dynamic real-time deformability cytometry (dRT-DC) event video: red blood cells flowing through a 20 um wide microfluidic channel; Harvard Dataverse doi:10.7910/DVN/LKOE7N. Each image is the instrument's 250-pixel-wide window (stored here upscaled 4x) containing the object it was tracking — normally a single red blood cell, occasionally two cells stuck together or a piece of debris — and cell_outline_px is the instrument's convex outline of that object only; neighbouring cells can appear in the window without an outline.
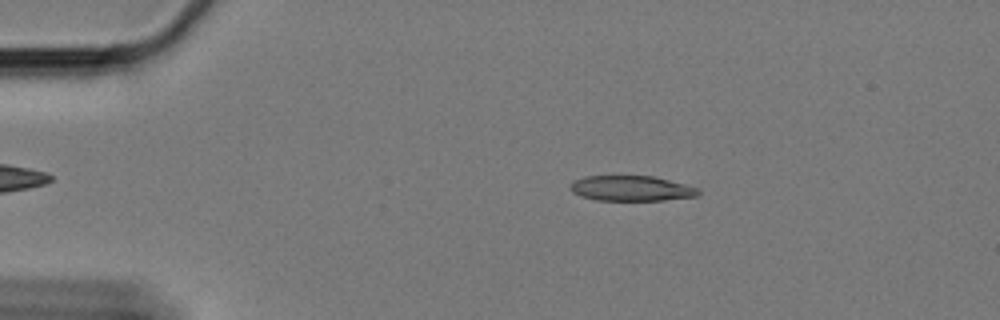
{"species": "Egyptian fruit bat (a non-hibernating species)", "species_latin": "Rousettus aegyptiacus", "temperature_condition": "cold", "stored_images_in_passage": 52, "camera_frame_rate_fps": 3000, "um_per_image_px": 0.085, "animal": {"sex": "female"}, "frame": {"image": 1, "passage_image": 4, "time_ms": 1.0, "image_size_px": [1000, 320], "cell_outline_px": [[700, 192], [696, 196], [664, 200], [596, 200], [580, 196], [572, 192], [568, 188], [576, 180], [584, 176], [652, 176], [700, 188]], "centroid_in_image_um": [53.65, 16.01], "position_along_channel_um": 31.4, "area_um2": 18.73}}
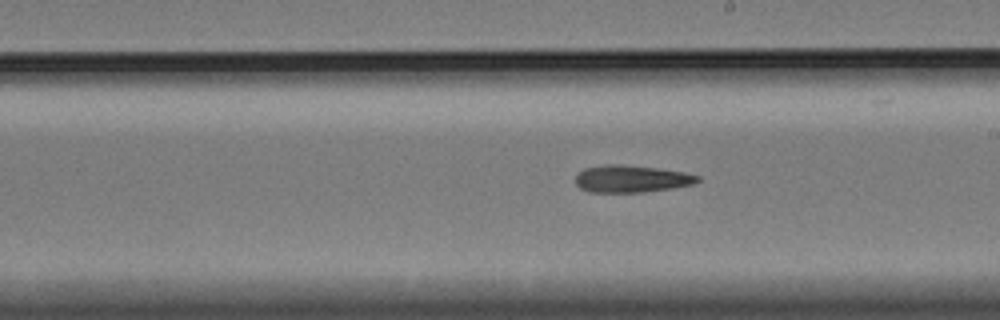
{"frame": {"image": 2, "passage_image": 27, "time_ms": 8.667, "image_size_px": [1000, 320], "cell_outline_px": [[700, 180], [692, 184], [672, 188], [644, 192], [588, 192], [580, 188], [576, 184], [576, 176], [584, 168], [604, 164], [620, 164], [656, 168], [684, 172], [700, 176]], "centroid_in_image_um": [53.65, 15.2], "position_along_channel_um": 235.4, "area_um2": 19.31}}
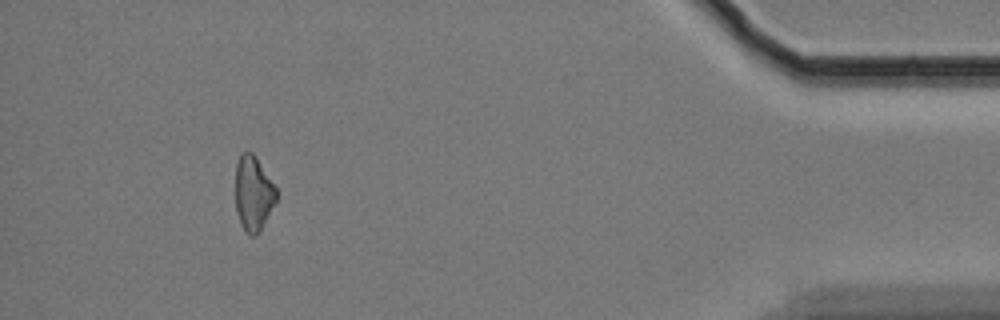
{"frame": {"image": 3, "passage_image": 48, "time_ms": 15.667, "image_size_px": [1000, 320], "cell_outline_px": [[276, 204], [256, 236], [252, 236], [240, 224], [236, 208], [236, 164], [240, 156], [244, 152], [252, 152], [256, 156], [276, 188]], "centroid_in_image_um": [21.54, 16.44], "position_along_channel_um": 413.7, "area_um2": 17.63}, "authors_computed_cell_mechanics": {"area_um2": 19.3919, "velocity_mm_per_s": 3.3515, "shape_relaxation_time_tau1_ms": null, "shape_relaxation_time_tau2_ms": 9.2363, "deformation_change_tau1": null, "deformation_change_tau2": 0.2172}}